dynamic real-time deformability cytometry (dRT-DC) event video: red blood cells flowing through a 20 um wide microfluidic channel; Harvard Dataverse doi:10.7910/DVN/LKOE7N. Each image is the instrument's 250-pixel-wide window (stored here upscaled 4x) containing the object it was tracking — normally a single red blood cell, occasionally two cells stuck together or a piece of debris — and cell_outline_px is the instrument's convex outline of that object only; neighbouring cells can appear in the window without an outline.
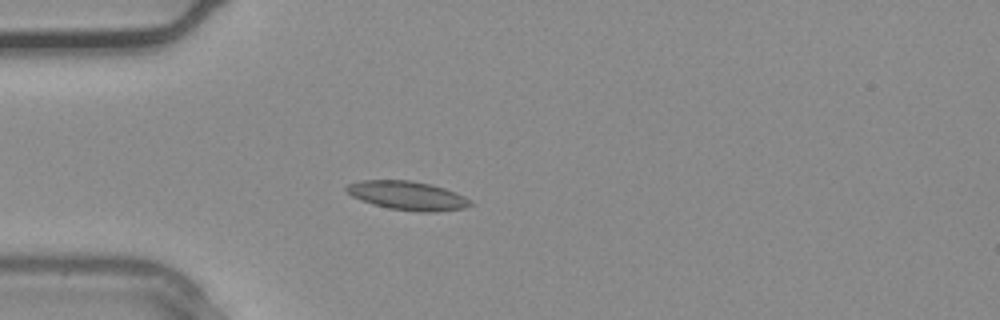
{"species": "common noctule bat (a hibernating species)", "species_latin": "Nyctalus noctula", "temperature_condition": "warm", "stored_images_in_passage": 33, "camera_frame_rate_fps": 3000, "um_per_image_px": 0.085, "animal": {"sex": "male", "body_mass_g": 20.4}, "frame": {"image": 1, "passage_image": 6, "time_ms": 1.667, "image_size_px": [1000, 320], "cell_outline_px": [[472, 204], [464, 208], [436, 212], [420, 212], [388, 208], [372, 204], [352, 196], [344, 188], [348, 184], [360, 180], [408, 180], [432, 184], [456, 192], [472, 200]], "centroid_in_image_um": [34.65, 16.62], "position_along_channel_um": 50.3, "area_um2": 20.87}}
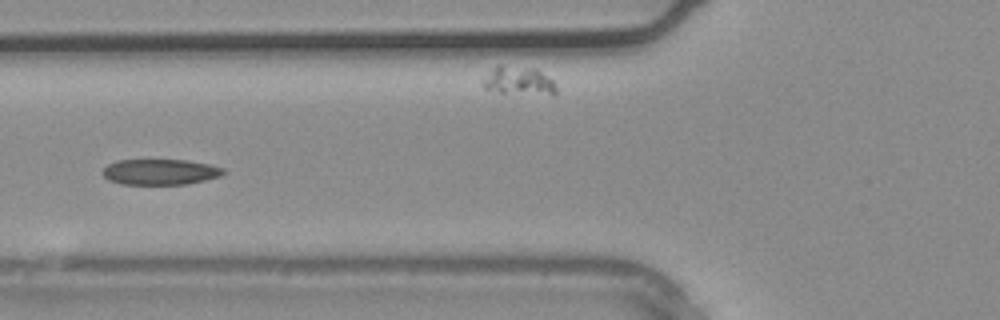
{"frame": {"image": 2, "passage_image": 10, "time_ms": 3.0, "image_size_px": [1000, 320], "cell_outline_px": [[228, 172], [220, 176], [188, 184], [120, 184], [108, 180], [100, 172], [108, 164], [116, 160], [188, 160], [212, 164], [224, 168]], "centroid_in_image_um": [13.64, 14.61], "position_along_channel_um": 112.2, "area_um2": 18.32}}